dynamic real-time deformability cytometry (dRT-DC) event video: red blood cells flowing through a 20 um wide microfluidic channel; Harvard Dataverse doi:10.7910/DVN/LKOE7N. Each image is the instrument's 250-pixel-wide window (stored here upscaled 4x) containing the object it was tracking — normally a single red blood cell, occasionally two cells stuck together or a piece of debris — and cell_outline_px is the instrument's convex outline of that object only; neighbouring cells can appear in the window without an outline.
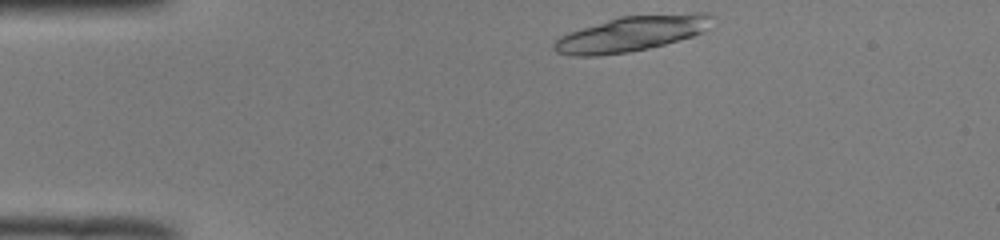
{"species": "common noctule bat (a hibernating species)", "species_latin": "Nyctalus noctula", "temperature_condition": "room temperature", "stored_images_in_passage": 42, "camera_frame_rate_fps": 3000, "um_per_image_px": 0.085, "animal": {"sex": "male", "body_mass_g": 19.0, "forearm_length_mm": 50.8}, "frame": {"image": 1, "passage_image": 1, "time_ms": 0.0, "image_size_px": [1000, 240], "cell_outline_px": [[716, 16], [708, 28], [692, 36], [664, 44], [648, 48], [628, 52], [600, 56], [572, 56], [556, 52], [552, 48], [552, 44], [560, 36], [568, 32], [620, 16], [696, 12], [708, 12]], "centroid_in_image_um": [53.69, 2.85], "position_along_channel_um": 31.3, "area_um2": 32.71}}
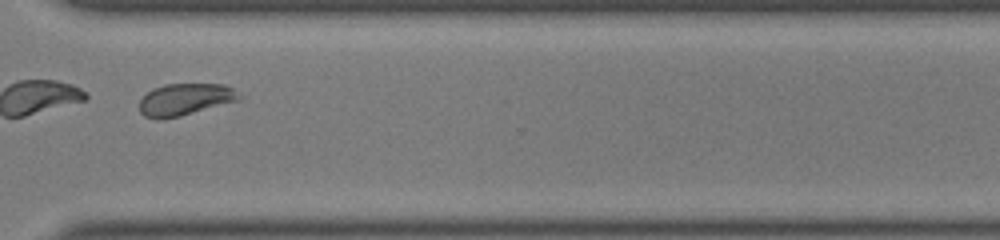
{"frame": {"image": 2, "passage_image": 30, "time_ms": 9.667, "image_size_px": [1000, 240], "cell_outline_px": [[240, 100], [180, 116], [164, 120], [156, 120], [144, 116], [140, 112], [140, 100], [152, 88], [164, 84], [224, 84], [232, 88]], "centroid_in_image_um": [15.66, 8.47], "position_along_channel_um": 354.9, "area_um2": 18.5}, "authors_computed_cell_mechanics": {"area_um2": 18.4671, "velocity_mm_per_s": 3.9664, "shape_relaxation_time_tau1_ms": 1.2479, "shape_relaxation_time_tau2_ms": 1.7952, "deformation_change_tau1": 0.2638, "deformation_change_tau2": 0.0654}}